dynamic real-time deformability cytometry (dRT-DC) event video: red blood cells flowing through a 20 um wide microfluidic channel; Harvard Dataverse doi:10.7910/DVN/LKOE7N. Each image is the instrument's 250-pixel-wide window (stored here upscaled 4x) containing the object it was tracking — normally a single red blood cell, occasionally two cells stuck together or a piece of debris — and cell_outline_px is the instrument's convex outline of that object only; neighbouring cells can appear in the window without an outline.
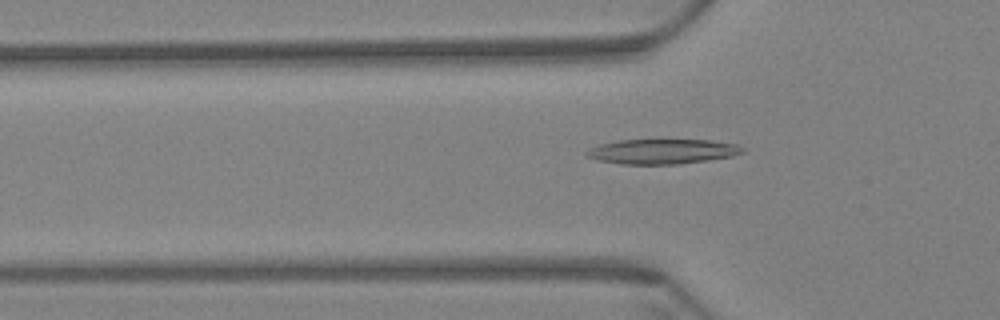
{"species": "Egyptian fruit bat (a non-hibernating species)", "species_latin": "Rousettus aegyptiacus", "temperature_condition": "warm", "stored_images_in_passage": 36, "camera_frame_rate_fps": 3000, "um_per_image_px": 0.085, "animal": {"sex": "female"}, "frame": {"image": 1, "passage_image": 5, "time_ms": 1.333, "image_size_px": [1000, 320], "cell_outline_px": [[744, 152], [732, 156], [708, 160], [676, 164], [620, 164], [596, 160], [584, 156], [584, 152], [600, 144], [620, 140], [712, 140], [736, 144], [744, 148]], "centroid_in_image_um": [56.27, 12.88], "position_along_channel_um": 69.5, "area_um2": 22.6}}
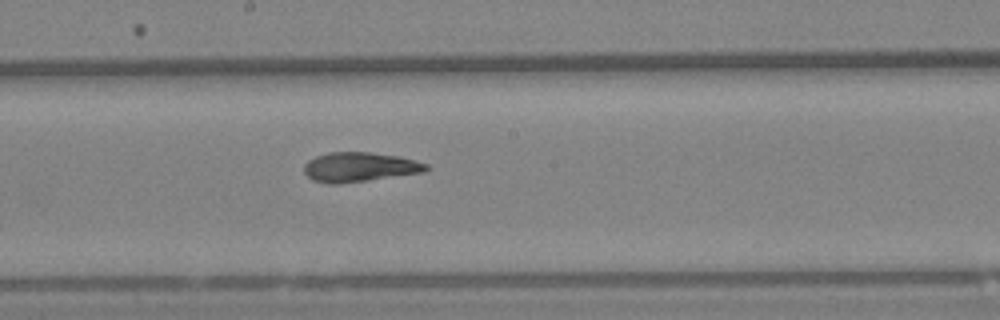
{"frame": {"image": 2, "passage_image": 18, "time_ms": 5.667, "image_size_px": [1000, 320], "cell_outline_px": [[432, 168], [424, 172], [368, 180], [336, 184], [328, 184], [312, 180], [304, 172], [304, 164], [308, 160], [316, 156], [328, 152], [368, 152], [400, 156], [428, 164]], "centroid_in_image_um": [30.57, 14.19], "position_along_channel_um": 217.6, "area_um2": 21.1}}
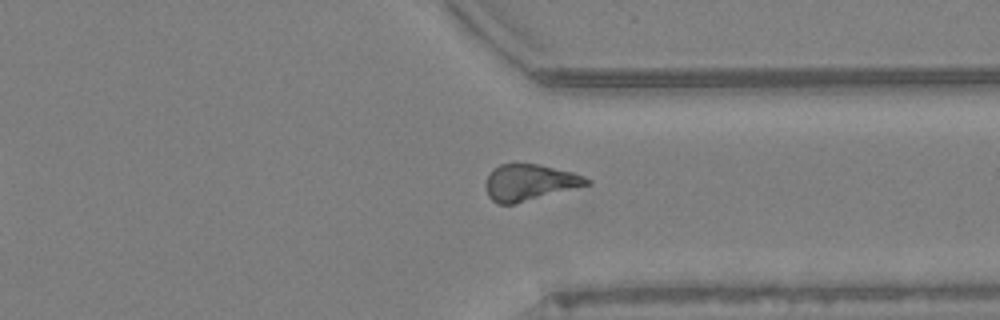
{"frame": {"image": 3, "passage_image": 31, "time_ms": 10.0, "image_size_px": [1000, 320], "cell_outline_px": [[592, 184], [516, 204], [500, 204], [492, 200], [488, 196], [484, 184], [492, 168], [500, 164], [536, 164], [572, 172], [584, 176], [592, 180]], "centroid_in_image_um": [45.01, 15.52], "position_along_channel_um": 366.4, "area_um2": 21.5}, "authors_computed_cell_mechanics": {"area_um2": 21.2415, "velocity_mm_per_s": 3.4297, "shape_relaxation_time_tau1_ms": 10.634, "shape_relaxation_time_tau2_ms": 2.6619, "deformation_change_tau1": 0.2901, "deformation_change_tau2": 0.0989}}